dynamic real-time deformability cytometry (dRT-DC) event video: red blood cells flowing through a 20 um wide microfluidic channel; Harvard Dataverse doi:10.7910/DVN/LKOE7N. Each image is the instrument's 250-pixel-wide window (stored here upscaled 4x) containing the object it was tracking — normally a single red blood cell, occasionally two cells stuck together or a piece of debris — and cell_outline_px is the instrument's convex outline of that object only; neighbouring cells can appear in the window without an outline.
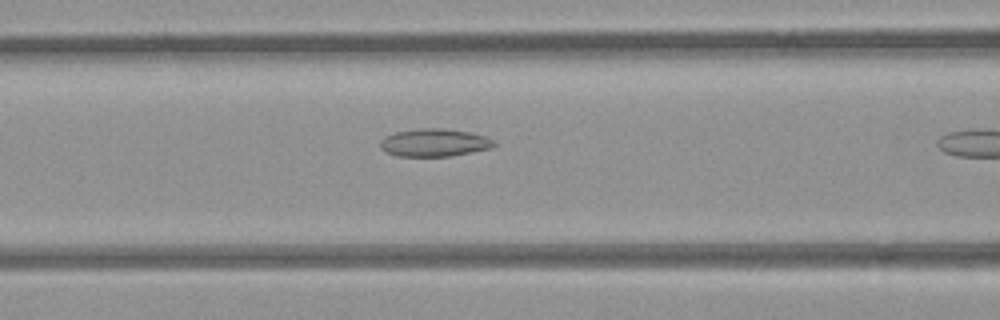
{"species": "common noctule bat (a hibernating species)", "species_latin": "Nyctalus noctula", "temperature_condition": "room temperature", "stored_images_in_passage": 33, "camera_frame_rate_fps": 3000, "um_per_image_px": 0.085, "animal": {"sex": "female", "body_mass_g": 21.9}, "frame": {"image": 1, "passage_image": 11, "time_ms": 3.333, "image_size_px": [1000, 320], "cell_outline_px": [[496, 144], [488, 148], [452, 156], [396, 156], [380, 148], [380, 140], [396, 132], [420, 128], [444, 128], [468, 132], [484, 136], [492, 140]], "centroid_in_image_um": [36.88, 12.12], "position_along_channel_um": 129.7, "area_um2": 18.09}}
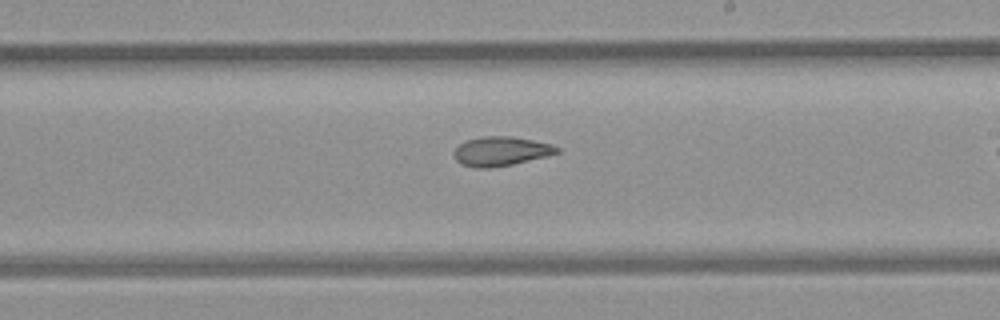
{"frame": {"image": 2, "passage_image": 20, "time_ms": 6.333, "image_size_px": [1000, 320], "cell_outline_px": [[560, 152], [548, 156], [512, 164], [488, 168], [476, 168], [464, 164], [456, 160], [456, 148], [460, 144], [468, 140], [484, 136], [512, 136], [552, 144], [560, 148]], "centroid_in_image_um": [42.65, 12.85], "position_along_channel_um": 246.4, "area_um2": 17.28}}
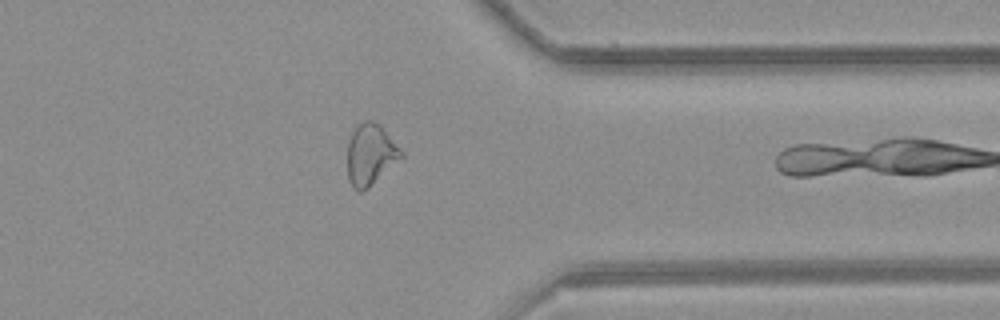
{"frame": {"image": 3, "passage_image": 31, "time_ms": 10.0, "image_size_px": [1000, 320], "cell_outline_px": [[404, 156], [364, 192], [360, 192], [352, 188], [348, 176], [348, 144], [352, 132], [364, 120], [372, 120], [380, 124], [404, 152]], "centroid_in_image_um": [31.51, 13.15], "position_along_channel_um": 379.9, "area_um2": 19.25}}